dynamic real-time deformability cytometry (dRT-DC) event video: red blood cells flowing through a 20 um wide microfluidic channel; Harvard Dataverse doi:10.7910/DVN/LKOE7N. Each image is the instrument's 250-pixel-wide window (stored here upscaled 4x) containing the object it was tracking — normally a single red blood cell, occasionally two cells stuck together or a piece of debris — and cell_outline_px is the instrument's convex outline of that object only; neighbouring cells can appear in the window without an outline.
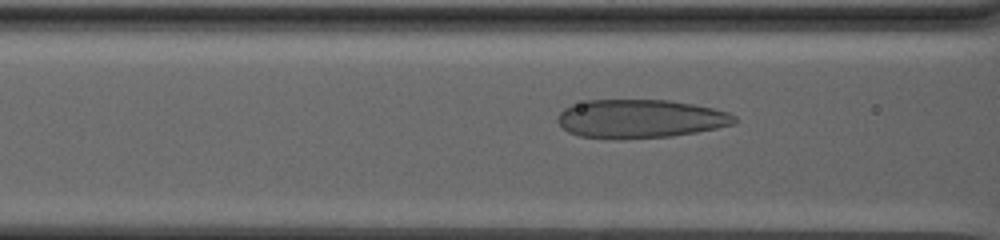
{"species": "human", "species_latin": "Homo sapiens", "temperature_condition": "warm", "stored_images_in_passage": 61, "camera_frame_rate_fps": 3000, "um_per_image_px": 0.085, "donor": {"sex": "male"}, "frame": {"image": 1, "passage_image": 17, "time_ms": 5.333, "image_size_px": [1000, 240], "cell_outline_px": [[736, 124], [696, 132], [672, 136], [580, 136], [568, 132], [556, 120], [556, 116], [564, 108], [572, 104], [588, 100], [668, 100], [692, 104], [712, 108], [728, 112], [736, 116]], "centroid_in_image_um": [54.44, 10.05], "position_along_channel_um": 112.2, "area_um2": 38.67}}
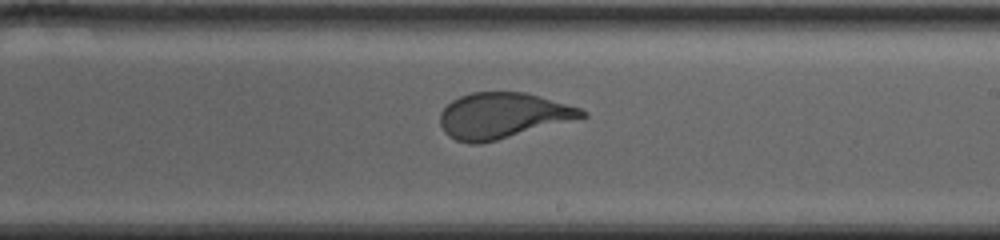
{"frame": {"image": 2, "passage_image": 32, "time_ms": 10.333, "image_size_px": [1000, 240], "cell_outline_px": [[588, 116], [496, 140], [480, 144], [468, 144], [456, 140], [448, 136], [444, 132], [440, 124], [440, 112], [452, 100], [460, 96], [472, 92], [524, 92], [580, 108], [588, 112]], "centroid_in_image_um": [42.68, 9.83], "position_along_channel_um": 246.3, "area_um2": 37.45}}
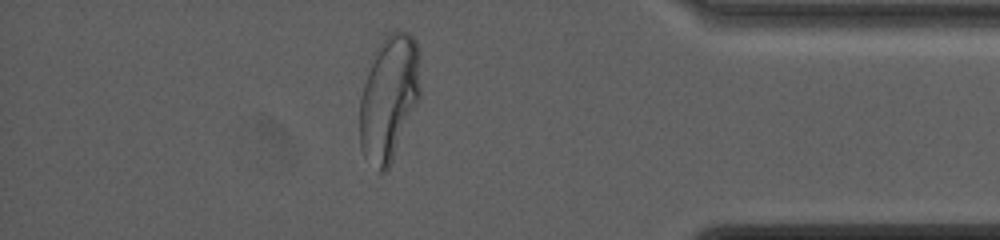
{"frame": {"image": 3, "passage_image": 52, "time_ms": 17.0, "image_size_px": [1000, 240], "cell_outline_px": [[420, 96], [392, 160], [388, 168], [384, 172], [376, 172], [364, 156], [360, 148], [360, 96], [364, 68], [368, 60], [388, 32], [408, 32], [416, 40], [420, 52]], "centroid_in_image_um": [33.03, 8.27], "position_along_channel_um": 402.2, "area_um2": 45.2}, "authors_computed_cell_mechanics": {"area_um2": 41.3848, "velocity_mm_per_s": 2.6802, "shape_relaxation_time_tau1_ms": 10.3689, "shape_relaxation_time_tau2_ms": null, "deformation_change_tau1": 0.2607, "deformation_change_tau2": null}}